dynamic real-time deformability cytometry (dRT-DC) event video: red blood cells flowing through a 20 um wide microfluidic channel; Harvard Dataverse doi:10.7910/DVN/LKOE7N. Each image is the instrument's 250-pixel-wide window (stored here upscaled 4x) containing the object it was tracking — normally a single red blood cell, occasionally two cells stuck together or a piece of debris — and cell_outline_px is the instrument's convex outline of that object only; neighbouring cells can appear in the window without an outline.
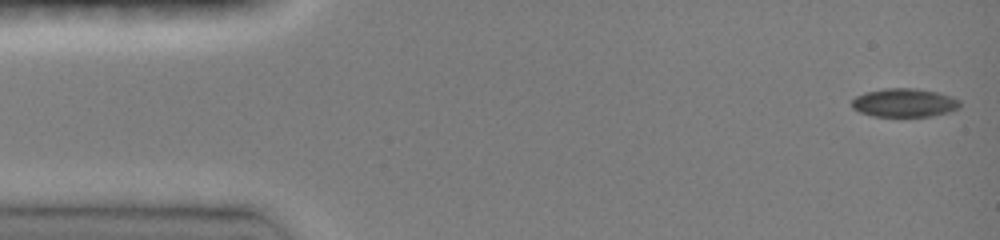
{"species": "common noctule bat (a hibernating species)", "species_latin": "Nyctalus noctula", "temperature_condition": "room temperature", "stored_images_in_passage": 46, "camera_frame_rate_fps": 3000, "um_per_image_px": 0.085, "animal": {"sex": "female", "body_mass_g": 19.0, "forearm_length_mm": 51.5}, "frame": {"image": 1, "passage_image": 1, "time_ms": 0.0, "image_size_px": [1000, 240], "cell_outline_px": [[960, 108], [948, 112], [932, 116], [872, 116], [860, 112], [852, 108], [852, 100], [856, 96], [864, 92], [884, 88], [916, 88], [936, 92], [952, 96], [960, 100]], "centroid_in_image_um": [76.87, 8.73], "position_along_channel_um": 8.1, "area_um2": 18.09}}
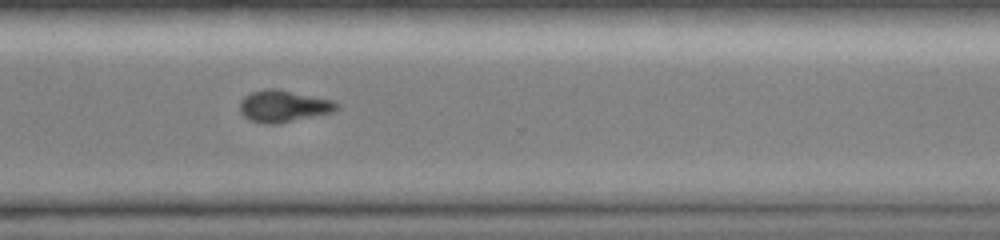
{"frame": {"image": 2, "passage_image": 34, "time_ms": 11.0, "image_size_px": [1000, 240], "cell_outline_px": [[340, 108], [332, 112], [276, 124], [268, 124], [252, 120], [244, 116], [240, 112], [240, 100], [244, 96], [252, 92], [264, 88], [276, 88], [332, 100], [340, 104]], "centroid_in_image_um": [24.09, 9.01], "position_along_channel_um": 346.5, "area_um2": 17.86}}
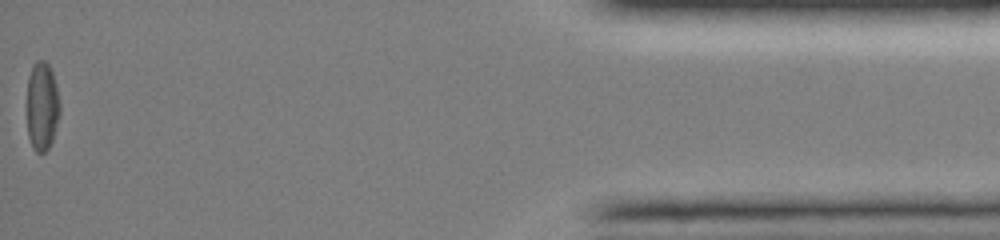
{"frame": {"image": 3, "passage_image": 46, "time_ms": 15.0, "image_size_px": [1000, 240], "cell_outline_px": [[60, 112], [52, 140], [48, 148], [44, 152], [36, 152], [32, 148], [28, 136], [28, 76], [32, 64], [36, 60], [44, 60], [48, 64], [52, 72], [60, 104]], "centroid_in_image_um": [3.57, 9.02], "position_along_channel_um": 431.6, "area_um2": 16.88}}